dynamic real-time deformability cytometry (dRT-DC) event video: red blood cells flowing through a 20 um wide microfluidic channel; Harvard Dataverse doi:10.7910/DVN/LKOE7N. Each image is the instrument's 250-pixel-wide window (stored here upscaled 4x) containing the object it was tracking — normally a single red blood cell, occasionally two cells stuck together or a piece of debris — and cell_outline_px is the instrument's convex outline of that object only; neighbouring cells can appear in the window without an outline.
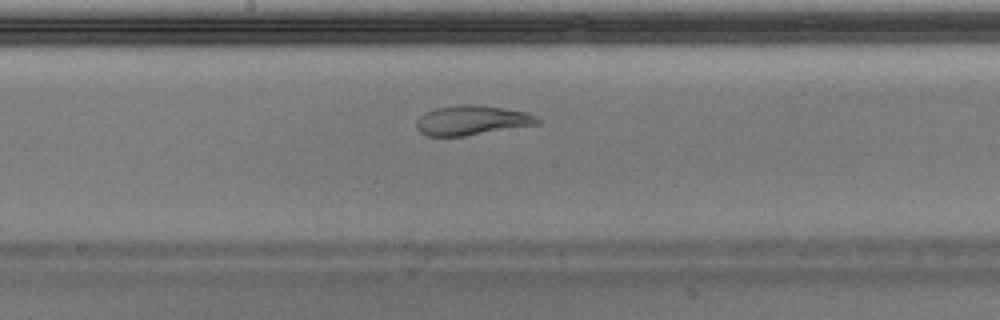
{"species": "Egyptian fruit bat (a non-hibernating species)", "species_latin": "Rousettus aegyptiacus", "temperature_condition": "warm", "stored_images_in_passage": 50, "camera_frame_rate_fps": 3000, "um_per_image_px": 0.085, "animal": {"sex": "male"}, "frame": {"image": 1, "passage_image": 26, "time_ms": 8.333, "image_size_px": [1000, 320], "cell_outline_px": [[540, 124], [464, 136], [428, 136], [420, 132], [416, 128], [416, 120], [420, 116], [436, 108], [456, 104], [480, 104], [528, 112], [536, 116], [540, 120]], "centroid_in_image_um": [40.13, 10.21], "position_along_channel_um": 208.1, "area_um2": 21.1}}
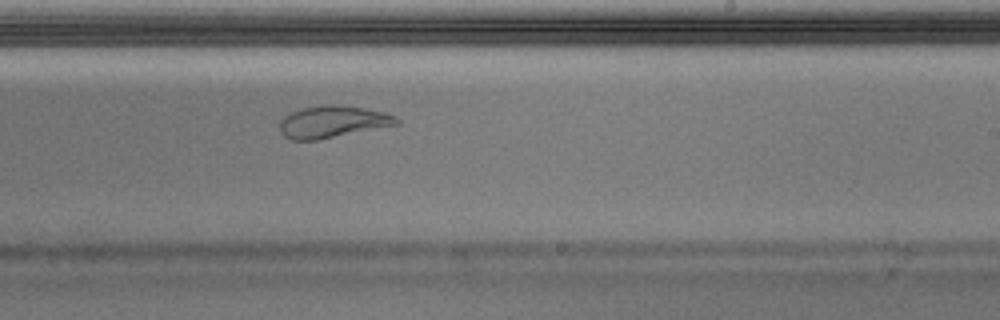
{"frame": {"image": 2, "passage_image": 30, "time_ms": 9.667, "image_size_px": [1000, 320], "cell_outline_px": [[400, 124], [316, 140], [292, 140], [284, 136], [280, 132], [280, 120], [288, 112], [300, 108], [324, 104], [336, 104], [364, 108], [384, 112], [396, 116], [400, 120]], "centroid_in_image_um": [28.25, 10.34], "position_along_channel_um": 260.8, "area_um2": 21.96}}
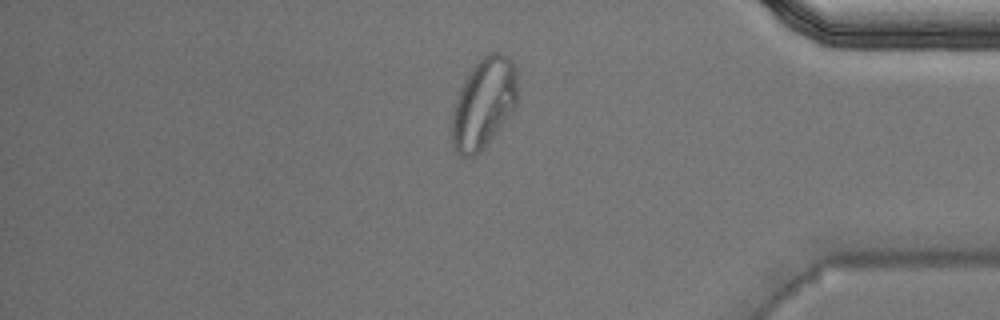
{"frame": {"image": 3, "passage_image": 42, "time_ms": 13.667, "image_size_px": [1000, 320], "cell_outline_px": [[516, 104], [512, 112], [480, 152], [476, 156], [460, 156], [456, 152], [452, 144], [452, 112], [460, 88], [464, 80], [480, 56], [488, 52], [500, 52], [508, 56], [516, 64]], "centroid_in_image_um": [41.1, 8.74], "position_along_channel_um": 394.1, "area_um2": 34.56}, "authors_computed_cell_mechanics": {"area_um2": 23.4379, "velocity_mm_per_s": 3.9598, "shape_relaxation_time_tau1_ms": null, "shape_relaxation_time_tau2_ms": 1.4062, "deformation_change_tau1": null, "deformation_change_tau2": 0.0723}}